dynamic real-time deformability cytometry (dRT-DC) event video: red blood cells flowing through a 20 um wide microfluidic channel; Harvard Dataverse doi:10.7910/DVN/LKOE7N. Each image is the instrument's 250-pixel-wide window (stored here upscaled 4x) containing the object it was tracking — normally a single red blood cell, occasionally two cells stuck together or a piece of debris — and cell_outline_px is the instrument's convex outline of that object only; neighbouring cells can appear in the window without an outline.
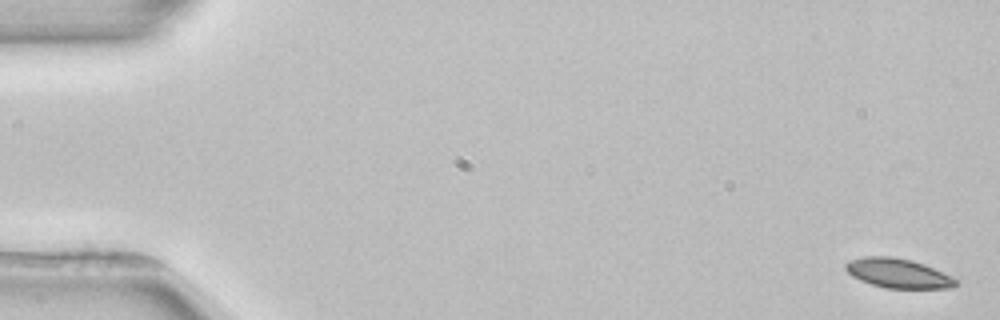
{"species": "common noctule bat (a hibernating species)", "species_latin": "Nyctalus noctula", "temperature_condition": "room temperature", "stored_images_in_passage": 6, "camera_frame_rate_fps": 3000, "um_per_image_px": 0.085, "animal": {"sex": "female", "body_mass_g": 22.7, "forearm_length_mm": 54.2}, "frame": {"image": 1, "passage_image": 1, "time_ms": 0.0, "image_size_px": [1000, 320], "cell_outline_px": [[960, 284], [952, 288], [884, 288], [860, 280], [852, 276], [844, 268], [844, 264], [848, 260], [864, 256], [892, 256], [912, 260], [924, 264], [952, 276], [960, 280]], "centroid_in_image_um": [76.36, 23.22], "position_along_channel_um": 8.6, "area_um2": 19.19}}
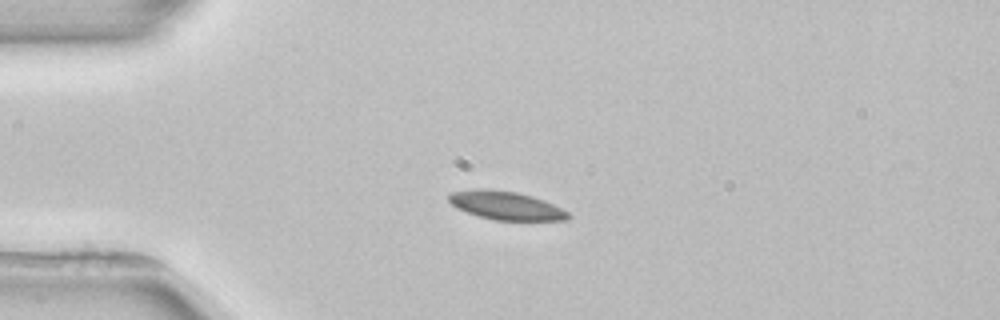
{"frame": {"image": 2, "passage_image": 4, "time_ms": 4.0, "image_size_px": [1000, 320], "cell_outline_px": [[572, 216], [568, 220], [492, 220], [456, 208], [448, 200], [448, 196], [452, 192], [476, 188], [492, 188], [516, 192], [532, 196], [544, 200], [568, 212]], "centroid_in_image_um": [42.99, 17.46], "position_along_channel_um": 42.0, "area_um2": 19.83}}